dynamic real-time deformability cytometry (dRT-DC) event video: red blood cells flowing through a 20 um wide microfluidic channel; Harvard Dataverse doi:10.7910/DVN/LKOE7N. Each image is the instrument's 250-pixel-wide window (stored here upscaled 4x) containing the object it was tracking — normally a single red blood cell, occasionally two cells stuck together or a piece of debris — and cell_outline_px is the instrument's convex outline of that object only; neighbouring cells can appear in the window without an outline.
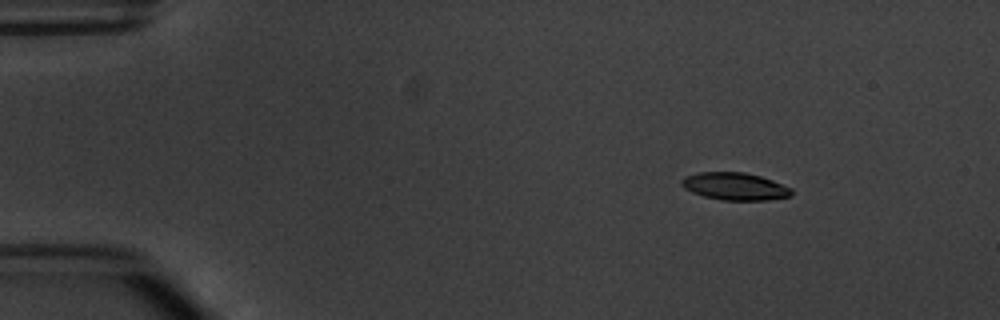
{"species": "common noctule bat (a hibernating species)", "species_latin": "Nyctalus noctula", "temperature_condition": "warm", "stored_images_in_passage": 5, "segment_of_instrument_passage": [1, 2], "camera_frame_rate_fps": 3000, "um_per_image_px": 0.085, "animal": {"sex": "male", "body_mass_g": 20.1, "forearm_length_mm": 53.5}, "frame": {"image": 1, "passage_image": 2, "time_ms": 1.333, "image_size_px": [1000, 320], "cell_outline_px": [[792, 196], [768, 200], [720, 200], [704, 196], [692, 192], [684, 188], [680, 184], [680, 180], [684, 176], [700, 172], [744, 172], [760, 176], [772, 180], [792, 188]], "centroid_in_image_um": [62.45, 15.84], "position_along_channel_um": 22.5, "area_um2": 17.69}}